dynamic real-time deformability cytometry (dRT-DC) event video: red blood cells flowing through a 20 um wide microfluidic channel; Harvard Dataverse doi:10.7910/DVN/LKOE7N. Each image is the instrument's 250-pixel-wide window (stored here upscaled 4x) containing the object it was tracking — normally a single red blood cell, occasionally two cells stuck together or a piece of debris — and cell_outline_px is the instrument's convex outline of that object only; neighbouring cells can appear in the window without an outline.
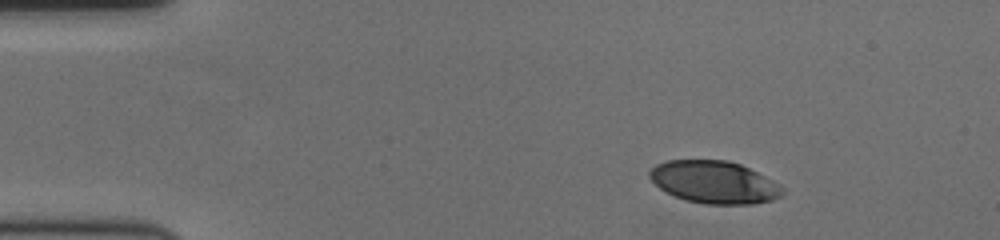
{"species": "human", "species_latin": "Homo sapiens", "temperature_condition": "cold", "stored_images_in_passage": 51, "camera_frame_rate_fps": 3000, "um_per_image_px": 0.085, "donor": {"sex": "female"}, "frame": {"image": 1, "passage_image": 1, "time_ms": 0.0, "image_size_px": [1000, 240], "cell_outline_px": [[784, 192], [780, 196], [772, 200], [752, 204], [704, 204], [684, 200], [660, 188], [648, 176], [648, 172], [656, 164], [668, 160], [728, 160], [740, 164], [780, 184], [784, 188]], "centroid_in_image_um": [60.71, 15.48], "position_along_channel_um": 24.3, "area_um2": 32.77}}
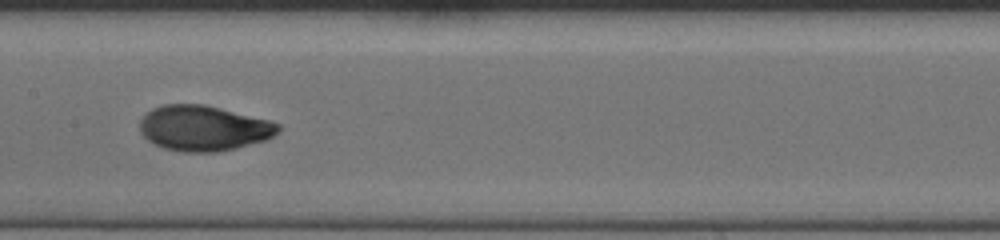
{"frame": {"image": 2, "passage_image": 22, "time_ms": 7.0, "image_size_px": [1000, 240], "cell_outline_px": [[280, 132], [264, 140], [236, 148], [216, 152], [180, 152], [164, 148], [148, 140], [140, 132], [140, 120], [152, 108], [160, 104], [204, 104], [268, 120], [280, 124]], "centroid_in_image_um": [17.29, 10.89], "position_along_channel_um": 190.1, "area_um2": 36.47}}
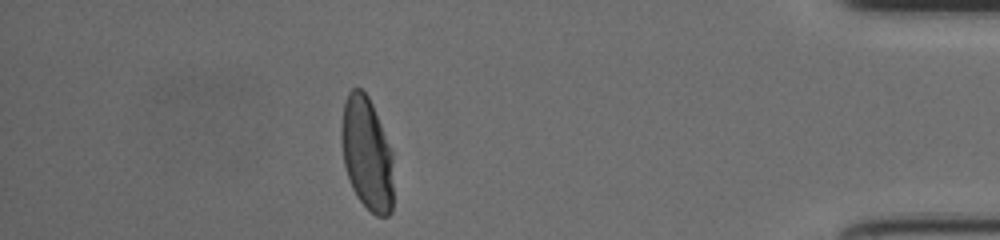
{"frame": {"image": 3, "passage_image": 44, "time_ms": 14.333, "image_size_px": [1000, 240], "cell_outline_px": [[392, 212], [388, 216], [376, 216], [356, 196], [352, 188], [344, 164], [340, 140], [340, 128], [344, 104], [348, 92], [352, 88], [360, 88], [368, 96], [372, 104], [392, 152]], "centroid_in_image_um": [31.16, 13.05], "position_along_channel_um": 404.0, "area_um2": 34.22}, "authors_computed_cell_mechanics": {"area_um2": 35.258, "velocity_mm_per_s": 3.5433, "shape_relaxation_time_tau1_ms": 4.2653, "shape_relaxation_time_tau2_ms": null, "deformation_change_tau1": 0.1673, "deformation_change_tau2": null}}